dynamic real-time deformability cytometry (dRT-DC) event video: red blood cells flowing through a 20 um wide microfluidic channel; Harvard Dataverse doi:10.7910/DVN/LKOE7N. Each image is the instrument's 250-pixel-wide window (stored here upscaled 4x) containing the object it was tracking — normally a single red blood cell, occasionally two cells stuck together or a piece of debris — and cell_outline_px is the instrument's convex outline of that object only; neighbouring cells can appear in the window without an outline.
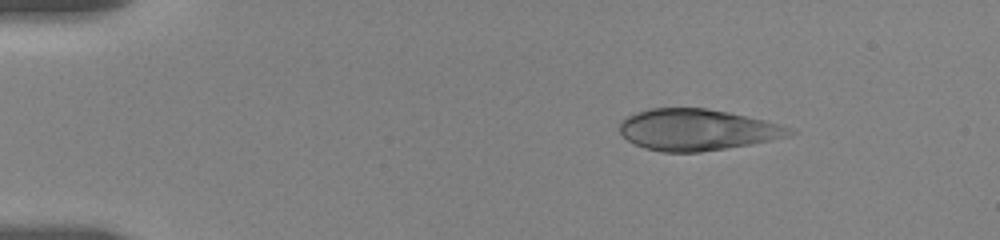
{"species": "human", "species_latin": "Homo sapiens", "temperature_condition": "room temperature", "stored_images_in_passage": 13, "camera_frame_rate_fps": 3000, "um_per_image_px": 0.085, "donor": {"sex": "female"}, "frame": {"image": 1, "passage_image": 4, "time_ms": 2.333, "image_size_px": [1000, 240], "cell_outline_px": [[800, 132], [792, 136], [772, 140], [700, 152], [660, 152], [644, 148], [628, 140], [620, 132], [620, 120], [636, 112], [648, 108], [708, 108], [728, 112], [764, 120], [792, 128]], "centroid_in_image_um": [59.27, 11.02], "position_along_channel_um": 25.7, "area_um2": 40.98}}
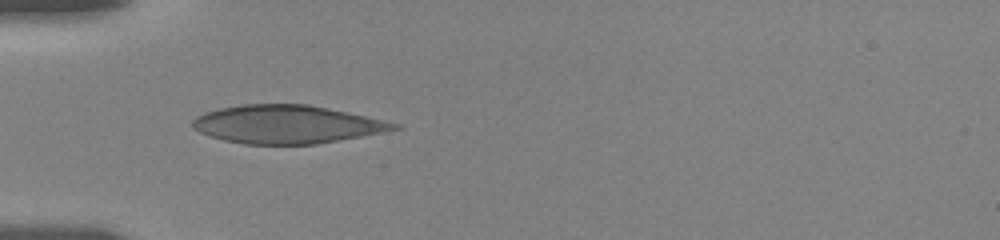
{"frame": {"image": 2, "passage_image": 9, "time_ms": 5.333, "image_size_px": [1000, 240], "cell_outline_px": [[404, 128], [316, 144], [244, 144], [224, 140], [200, 132], [192, 128], [192, 120], [196, 116], [204, 112], [220, 108], [244, 104], [308, 104], [348, 112], [400, 124]], "centroid_in_image_um": [24.36, 10.56], "position_along_channel_um": 60.6, "area_um2": 44.62}}
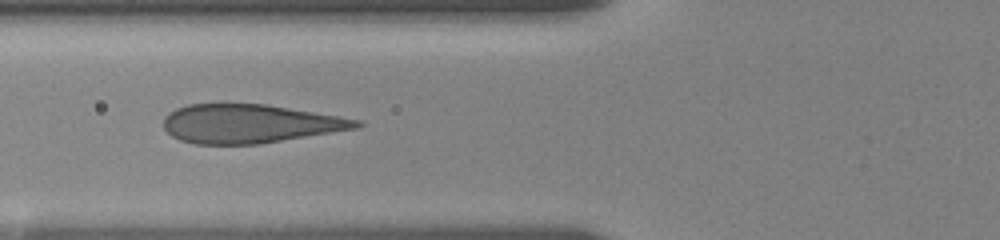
{"frame": {"image": 3, "passage_image": 12, "time_ms": 6.667, "image_size_px": [1000, 240], "cell_outline_px": [[364, 124], [356, 128], [260, 144], [196, 144], [180, 140], [172, 136], [164, 128], [164, 116], [168, 112], [176, 108], [188, 104], [268, 104], [360, 120]], "centroid_in_image_um": [21.18, 10.51], "position_along_channel_um": 104.6, "area_um2": 43.29}}